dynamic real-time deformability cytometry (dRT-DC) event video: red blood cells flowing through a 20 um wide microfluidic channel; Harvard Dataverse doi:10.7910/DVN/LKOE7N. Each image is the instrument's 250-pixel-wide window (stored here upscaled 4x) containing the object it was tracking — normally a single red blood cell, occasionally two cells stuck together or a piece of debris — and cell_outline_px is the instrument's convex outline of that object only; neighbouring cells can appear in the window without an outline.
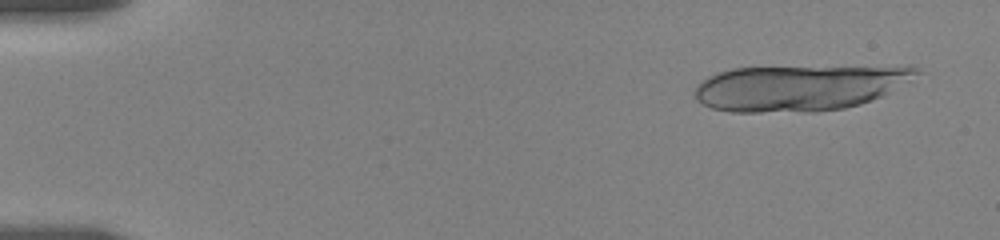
{"species": "human", "species_latin": "Homo sapiens", "temperature_condition": "room temperature", "stored_images_in_passage": 25, "camera_frame_rate_fps": 3000, "um_per_image_px": 0.085, "donor": {"sex": "female"}, "frame": {"image": 1, "passage_image": 4, "time_ms": 1.0, "image_size_px": [1000, 240], "cell_outline_px": [[920, 72], [880, 96], [872, 100], [860, 104], [844, 108], [816, 112], [728, 112], [712, 108], [696, 100], [692, 92], [696, 84], [708, 76], [732, 68], [908, 64], [912, 64]], "centroid_in_image_um": [67.93, 7.43], "position_along_channel_um": 17.1, "area_um2": 60.34}}